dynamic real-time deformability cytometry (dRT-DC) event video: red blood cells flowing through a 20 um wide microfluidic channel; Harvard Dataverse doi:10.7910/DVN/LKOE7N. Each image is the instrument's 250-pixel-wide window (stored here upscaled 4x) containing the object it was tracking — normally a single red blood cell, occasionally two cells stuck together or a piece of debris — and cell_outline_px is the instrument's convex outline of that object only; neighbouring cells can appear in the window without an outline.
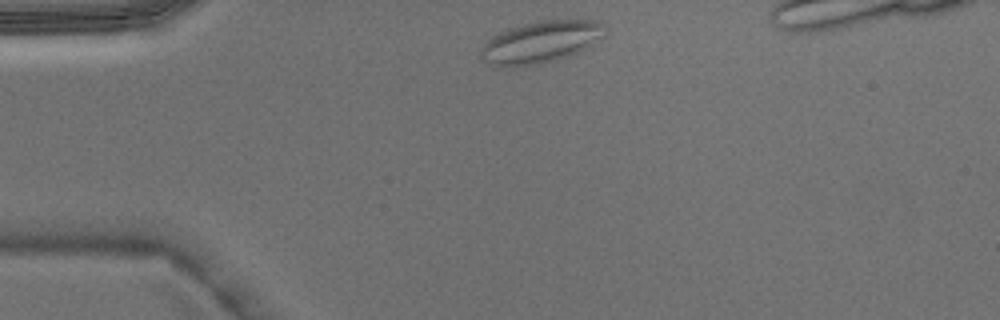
{"species": "Egyptian fruit bat (a non-hibernating species)", "species_latin": "Rousettus aegyptiacus", "temperature_condition": "warm", "stored_images_in_passage": 3, "camera_frame_rate_fps": 3000, "um_per_image_px": 0.085, "animal": {"sex": "male"}, "frame": {"image": 1, "passage_image": 1, "time_ms": 0.0, "image_size_px": [1000, 320], "cell_outline_px": [[608, 32], [604, 36], [592, 44], [568, 56], [556, 60], [536, 64], [500, 68], [480, 60], [480, 52], [484, 44], [492, 36], [500, 32], [536, 20], [592, 20], [604, 24], [608, 28]], "centroid_in_image_um": [45.96, 3.58], "position_along_channel_um": 39.0, "area_um2": 30.35}}